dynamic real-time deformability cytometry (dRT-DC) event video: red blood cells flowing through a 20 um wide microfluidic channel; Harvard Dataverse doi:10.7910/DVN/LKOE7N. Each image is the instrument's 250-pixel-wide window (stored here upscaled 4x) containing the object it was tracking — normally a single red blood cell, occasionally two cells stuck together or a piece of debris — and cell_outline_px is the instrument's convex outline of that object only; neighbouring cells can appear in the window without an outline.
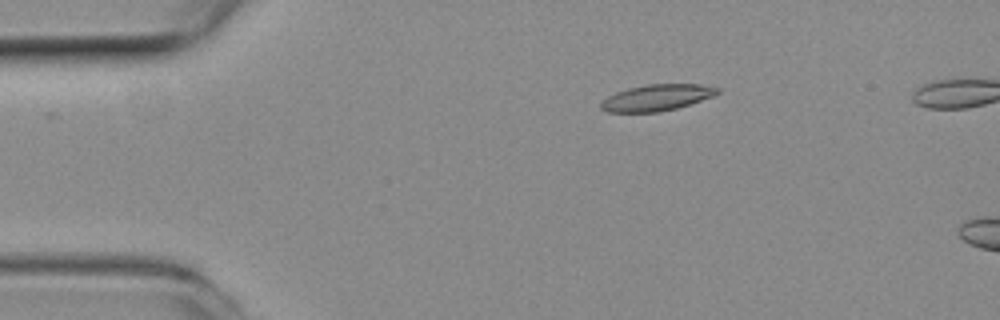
{"species": "common noctule bat (a hibernating species)", "species_latin": "Nyctalus noctula", "temperature_condition": "room temperature", "stored_images_in_passage": 5, "camera_frame_rate_fps": 3000, "um_per_image_px": 0.085, "animal": {"sex": "female", "body_mass_g": 19.3, "forearm_length_mm": 54.1}, "frame": {"image": 1, "passage_image": 1, "time_ms": 0.0, "image_size_px": [1000, 320], "cell_outline_px": [[720, 92], [712, 96], [676, 108], [660, 112], [608, 112], [600, 108], [600, 104], [608, 96], [616, 92], [628, 88], [648, 84], [700, 84], [720, 88]], "centroid_in_image_um": [55.81, 8.29], "position_along_channel_um": 29.2, "area_um2": 17.69}}